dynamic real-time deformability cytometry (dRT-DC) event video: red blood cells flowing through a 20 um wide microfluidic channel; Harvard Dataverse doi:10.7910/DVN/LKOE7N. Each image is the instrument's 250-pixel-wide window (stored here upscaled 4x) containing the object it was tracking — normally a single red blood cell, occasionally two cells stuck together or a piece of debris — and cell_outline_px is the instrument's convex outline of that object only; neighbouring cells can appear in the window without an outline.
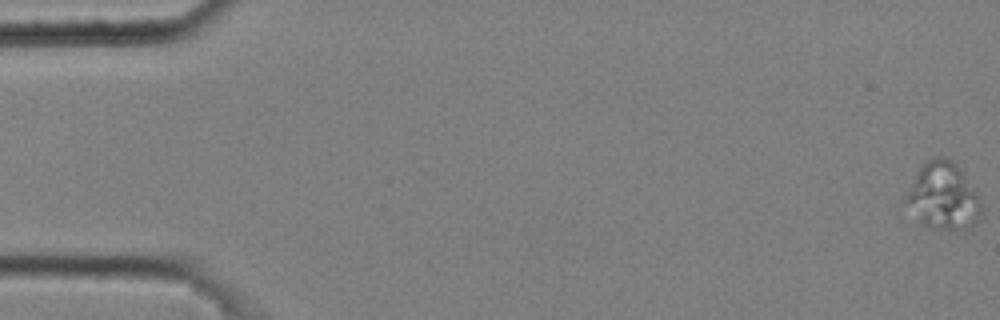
{"species": "common noctule bat (a hibernating species)", "species_latin": "Nyctalus noctula", "temperature_condition": "cold", "stored_images_in_passage": 54, "camera_frame_rate_fps": 3000, "um_per_image_px": 0.085, "animal": {"sex": "male", "body_mass_g": 20.4}, "frame": {"image": 1, "passage_image": 1, "time_ms": 0.0, "image_size_px": [1000, 320], "cell_outline_px": [[984, 208], [976, 224], [968, 228], [948, 232], [924, 224], [904, 204], [904, 196], [920, 168], [928, 160], [936, 156], [944, 156], [952, 160], [960, 168], [980, 196]], "centroid_in_image_um": [80.22, 16.7], "position_along_channel_um": 4.8, "area_um2": 29.82}}
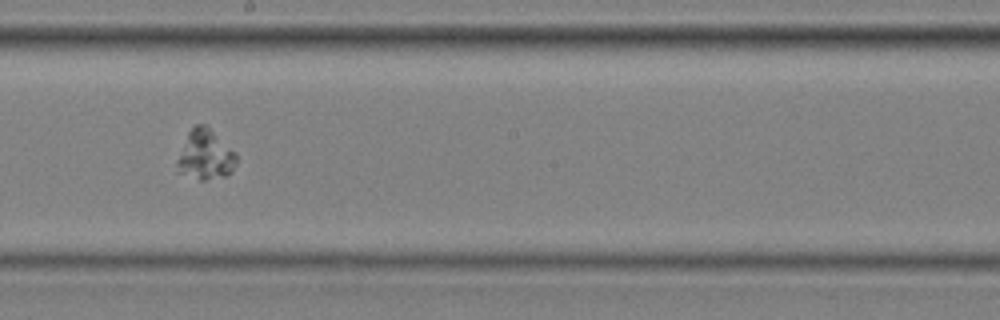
{"frame": {"image": 2, "passage_image": 32, "time_ms": 10.333, "image_size_px": [1000, 320], "cell_outline_px": [[236, 164], [232, 172], [224, 176], [204, 180], [200, 180], [176, 172], [176, 160], [188, 132], [196, 124], [208, 124], [236, 152]], "centroid_in_image_um": [17.45, 13.15], "position_along_channel_um": 230.7, "area_um2": 17.63}}
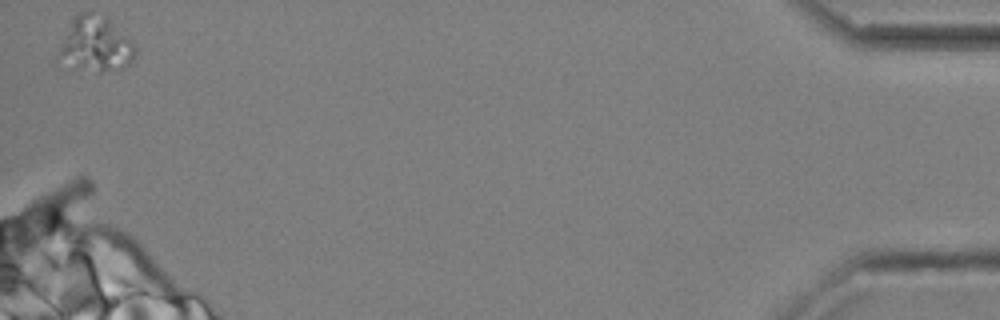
{"frame": {"image": 3, "passage_image": 54, "time_ms": 17.667, "image_size_px": [1000, 320], "cell_outline_px": [[136, 52], [132, 60], [124, 68], [100, 72], [56, 64], [52, 60], [52, 56], [56, 48], [76, 16], [84, 12], [92, 12], [104, 16], [136, 48]], "centroid_in_image_um": [7.97, 3.85], "position_along_channel_um": 427.2, "area_um2": 24.62}}